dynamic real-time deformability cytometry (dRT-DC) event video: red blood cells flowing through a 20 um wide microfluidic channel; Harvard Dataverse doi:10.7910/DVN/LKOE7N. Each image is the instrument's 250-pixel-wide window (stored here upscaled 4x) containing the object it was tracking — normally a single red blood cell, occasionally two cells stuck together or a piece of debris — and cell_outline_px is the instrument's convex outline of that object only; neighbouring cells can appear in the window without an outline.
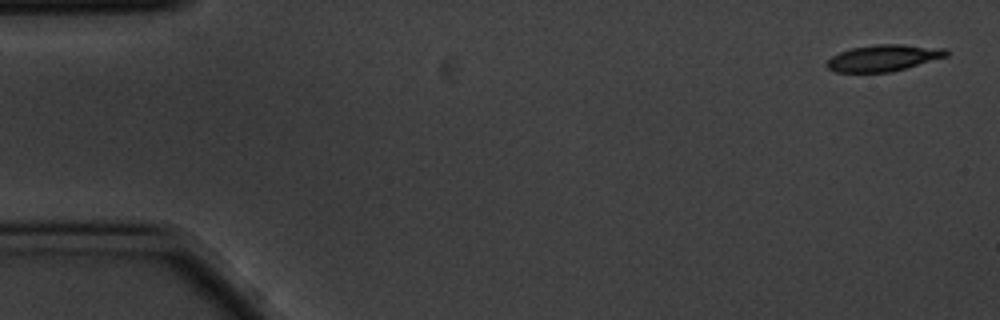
{"species": "common noctule bat (a hibernating species)", "species_latin": "Nyctalus noctula", "temperature_condition": "cold", "stored_images_in_passage": 4, "camera_frame_rate_fps": 3000, "um_per_image_px": 0.085, "animal": {"sex": "male", "body_mass_g": 20.1, "forearm_length_mm": 53.5}, "frame": {"image": 1, "passage_image": 1, "time_ms": 0.0, "image_size_px": [1000, 320], "cell_outline_px": [[948, 56], [892, 72], [836, 72], [828, 68], [828, 60], [832, 56], [840, 52], [852, 48], [876, 44], [900, 44], [948, 48]], "centroid_in_image_um": [75.15, 4.92], "position_along_channel_um": 9.9, "area_um2": 18.38}}